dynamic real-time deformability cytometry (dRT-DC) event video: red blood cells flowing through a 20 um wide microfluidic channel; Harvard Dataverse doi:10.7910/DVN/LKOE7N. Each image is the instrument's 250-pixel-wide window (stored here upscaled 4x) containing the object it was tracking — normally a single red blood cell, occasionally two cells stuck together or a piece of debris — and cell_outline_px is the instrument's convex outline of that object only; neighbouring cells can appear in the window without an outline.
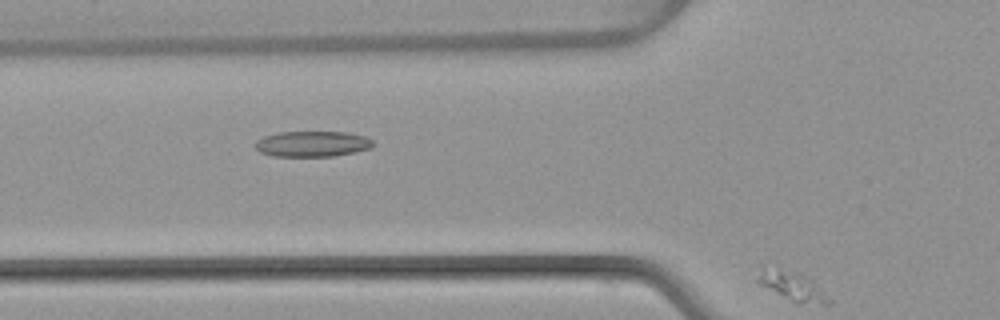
{"species": "common noctule bat (a hibernating species)", "species_latin": "Nyctalus noctula", "temperature_condition": "warm", "stored_images_in_passage": 19, "camera_frame_rate_fps": 3000, "um_per_image_px": 0.085, "animal": {"sex": "female", "body_mass_g": 22.7, "forearm_length_mm": 54.2}, "frame": {"image": 1, "passage_image": 19, "time_ms": 6.0, "image_size_px": [1000, 320], "cell_outline_px": [[832, 304], [824, 304], [792, 300], [760, 284], [756, 280], [760, 264], [800, 276], [812, 280], [832, 300]], "centroid_in_image_um": [67.3, 24.29], "position_along_channel_um": 58.5, "area_um2": 11.16}}